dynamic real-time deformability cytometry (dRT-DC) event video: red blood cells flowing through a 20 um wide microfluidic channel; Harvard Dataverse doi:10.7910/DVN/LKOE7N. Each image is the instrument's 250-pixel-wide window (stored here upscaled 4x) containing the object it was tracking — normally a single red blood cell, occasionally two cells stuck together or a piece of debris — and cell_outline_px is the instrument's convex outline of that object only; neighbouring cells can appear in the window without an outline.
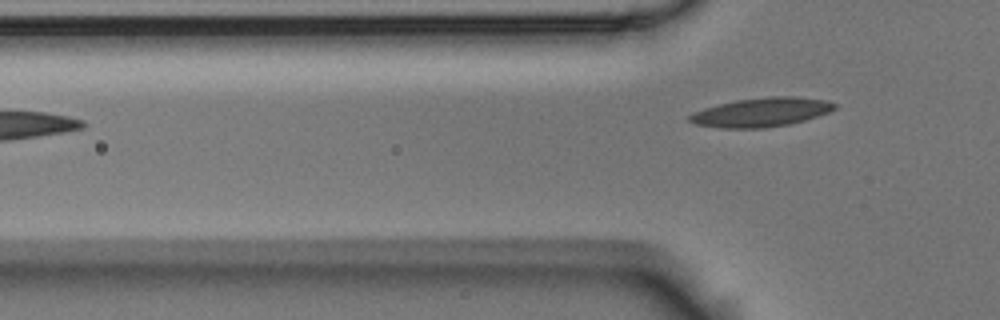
{"species": "Egyptian fruit bat (a non-hibernating species)", "species_latin": "Rousettus aegyptiacus", "temperature_condition": "room temperature", "stored_images_in_passage": 4, "camera_frame_rate_fps": 3000, "um_per_image_px": 0.085, "animal": {"sex": "male"}, "frame": {"image": 1, "passage_image": 4, "time_ms": 1.0, "image_size_px": [1000, 320], "cell_outline_px": [[836, 108], [828, 112], [804, 120], [788, 124], [764, 128], [724, 128], [696, 124], [688, 120], [688, 116], [692, 112], [704, 108], [736, 100], [768, 96], [796, 96], [824, 100], [836, 104]], "centroid_in_image_um": [64.69, 9.53], "position_along_channel_um": 61.1, "area_um2": 24.33}}